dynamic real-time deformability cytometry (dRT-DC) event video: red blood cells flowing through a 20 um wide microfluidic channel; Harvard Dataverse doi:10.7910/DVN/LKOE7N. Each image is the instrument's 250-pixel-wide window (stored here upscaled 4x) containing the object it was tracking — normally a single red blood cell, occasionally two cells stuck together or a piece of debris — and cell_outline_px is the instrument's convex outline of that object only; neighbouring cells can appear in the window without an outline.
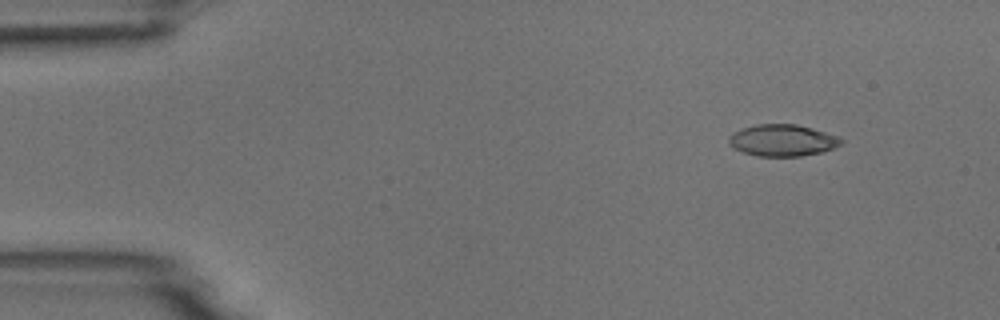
{"species": "common noctule bat (a hibernating species)", "species_latin": "Nyctalus noctula", "temperature_condition": "room temperature", "stored_images_in_passage": 6, "segment_of_instrument_passage": [1, 2], "camera_frame_rate_fps": 3000, "um_per_image_px": 0.085, "animal": {"sex": "male", "body_mass_g": 18.8}, "frame": {"image": 1, "passage_image": 2, "time_ms": 1.333, "image_size_px": [1000, 320], "cell_outline_px": [[844, 140], [840, 144], [832, 148], [820, 152], [800, 156], [756, 156], [744, 152], [728, 144], [728, 136], [732, 132], [756, 124], [796, 124], [812, 128], [840, 136]], "centroid_in_image_um": [66.5, 11.92], "position_along_channel_um": 18.5, "area_um2": 20.69}}